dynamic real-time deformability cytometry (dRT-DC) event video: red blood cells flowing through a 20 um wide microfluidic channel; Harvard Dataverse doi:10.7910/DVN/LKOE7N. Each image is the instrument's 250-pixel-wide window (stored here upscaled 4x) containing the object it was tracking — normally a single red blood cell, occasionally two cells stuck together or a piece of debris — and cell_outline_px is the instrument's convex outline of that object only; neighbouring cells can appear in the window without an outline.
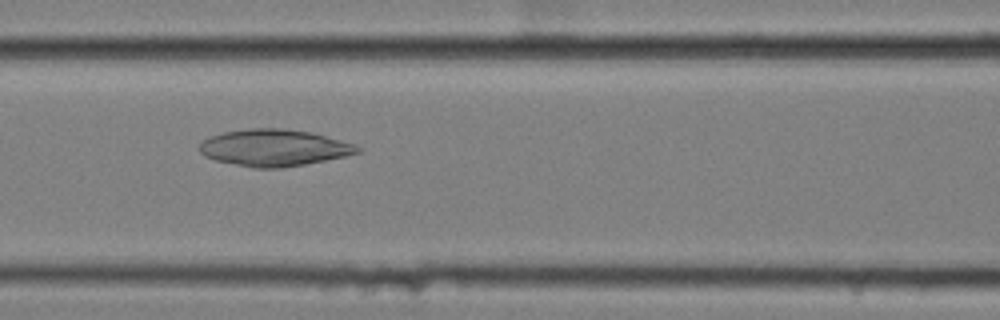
{"species": "common noctule bat (a hibernating species)", "species_latin": "Nyctalus noctula", "temperature_condition": "cold", "stored_images_in_passage": 58, "camera_frame_rate_fps": 3000, "um_per_image_px": 0.085, "animal": {"sex": "female", "body_mass_g": 25.1}, "frame": {"image": 1, "passage_image": 25, "time_ms": 8.0, "image_size_px": [1000, 320], "cell_outline_px": [[364, 148], [360, 152], [344, 156], [304, 164], [280, 168], [252, 168], [216, 160], [204, 156], [200, 152], [200, 144], [204, 140], [212, 136], [224, 132], [248, 128], [284, 128], [312, 132], [356, 144]], "centroid_in_image_um": [23.33, 12.55], "position_along_channel_um": 143.3, "area_um2": 33.81}}
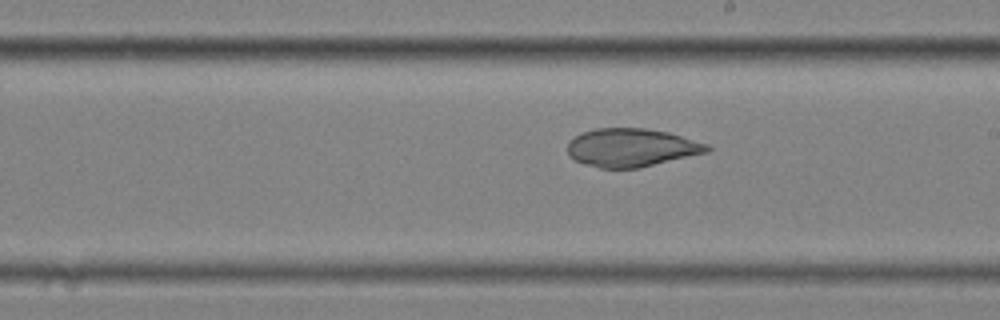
{"frame": {"image": 2, "passage_image": 33, "time_ms": 10.667, "image_size_px": [1000, 320], "cell_outline_px": [[712, 148], [708, 152], [640, 168], [600, 168], [584, 164], [568, 156], [568, 140], [584, 132], [596, 128], [644, 128], [668, 132], [708, 144]], "centroid_in_image_um": [53.67, 12.55], "position_along_channel_um": 235.3, "area_um2": 31.15}}
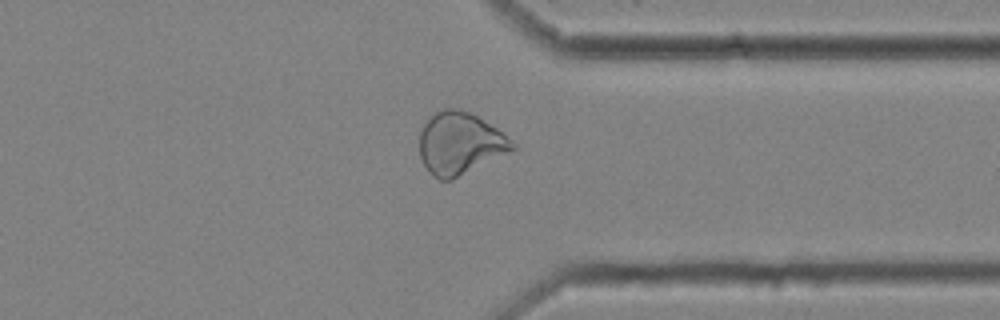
{"frame": {"image": 3, "passage_image": 45, "time_ms": 14.667, "image_size_px": [1000, 320], "cell_outline_px": [[520, 148], [452, 180], [440, 180], [424, 164], [420, 156], [420, 132], [428, 116], [444, 108], [460, 108], [476, 116], [496, 128], [516, 144]], "centroid_in_image_um": [39.12, 12.18], "position_along_channel_um": 372.3, "area_um2": 33.64}}